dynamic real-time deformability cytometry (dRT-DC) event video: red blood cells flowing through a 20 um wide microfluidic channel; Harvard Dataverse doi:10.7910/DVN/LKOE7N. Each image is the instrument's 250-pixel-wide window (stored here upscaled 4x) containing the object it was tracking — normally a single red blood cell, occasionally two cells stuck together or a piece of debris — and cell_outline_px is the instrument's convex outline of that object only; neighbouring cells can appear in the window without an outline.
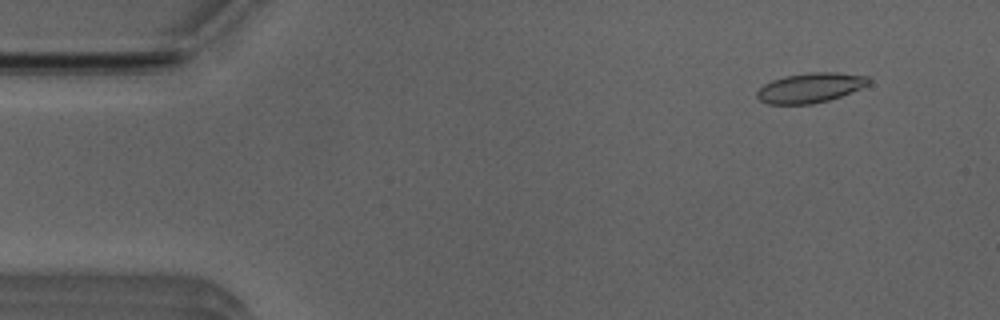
{"species": "Egyptian fruit bat (a non-hibernating species)", "species_latin": "Rousettus aegyptiacus", "temperature_condition": "room temperature", "stored_images_in_passage": 50, "camera_frame_rate_fps": 3000, "um_per_image_px": 0.085, "animal": {"sex": "male"}, "frame": {"image": 1, "passage_image": 5, "time_ms": 1.333, "image_size_px": [1000, 320], "cell_outline_px": [[872, 80], [868, 84], [860, 88], [840, 96], [828, 100], [812, 104], [768, 104], [760, 100], [756, 96], [756, 92], [764, 84], [772, 80], [784, 76], [808, 72], [836, 72], [868, 76]], "centroid_in_image_um": [68.86, 7.45], "position_along_channel_um": 16.1, "area_um2": 19.36}}
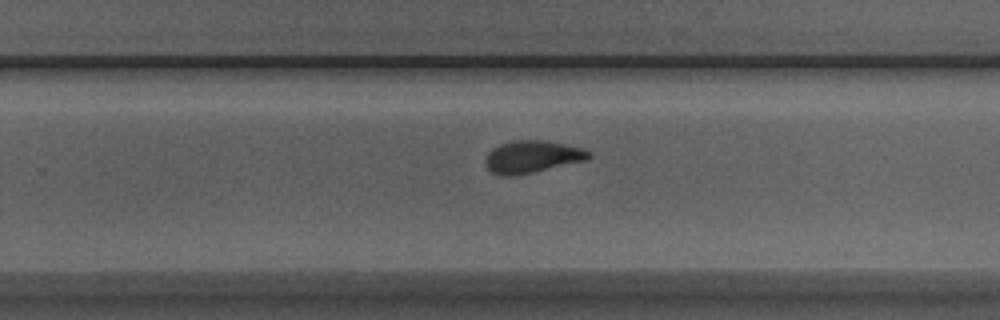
{"frame": {"image": 2, "passage_image": 33, "time_ms": 10.667, "image_size_px": [1000, 320], "cell_outline_px": [[592, 156], [588, 160], [532, 172], [512, 176], [500, 176], [492, 172], [488, 168], [488, 152], [492, 148], [500, 144], [512, 140], [544, 140], [564, 144], [580, 148], [592, 152]], "centroid_in_image_um": [45.27, 13.32], "position_along_channel_um": 284.5, "area_um2": 19.25}}
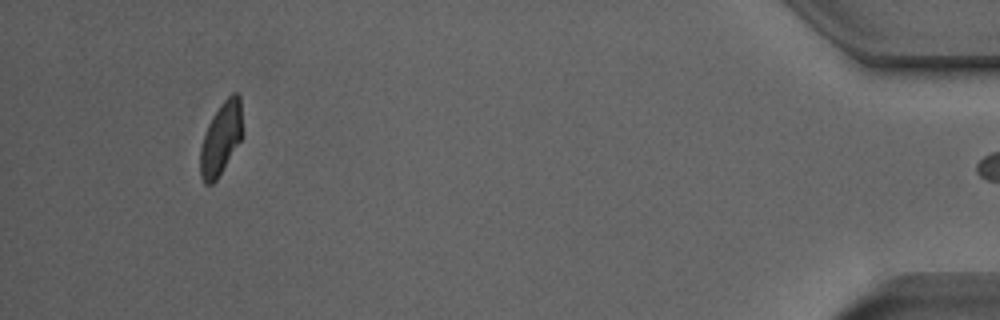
{"frame": {"image": 3, "passage_image": 49, "time_ms": 16.0, "image_size_px": [1000, 320], "cell_outline_px": [[240, 140], [216, 180], [212, 184], [204, 184], [200, 176], [200, 148], [208, 124], [212, 116], [224, 100], [232, 92], [236, 92], [240, 96]], "centroid_in_image_um": [18.73, 11.79], "position_along_channel_um": 416.5, "area_um2": 17.22}, "authors_computed_cell_mechanics": {"area_um2": 19.1318, "velocity_mm_per_s": 3.9109, "shape_relaxation_time_tau1_ms": 7.4154, "shape_relaxation_time_tau2_ms": 1.2902, "deformation_change_tau1": 0.1693, "deformation_change_tau2": 0.0654}}